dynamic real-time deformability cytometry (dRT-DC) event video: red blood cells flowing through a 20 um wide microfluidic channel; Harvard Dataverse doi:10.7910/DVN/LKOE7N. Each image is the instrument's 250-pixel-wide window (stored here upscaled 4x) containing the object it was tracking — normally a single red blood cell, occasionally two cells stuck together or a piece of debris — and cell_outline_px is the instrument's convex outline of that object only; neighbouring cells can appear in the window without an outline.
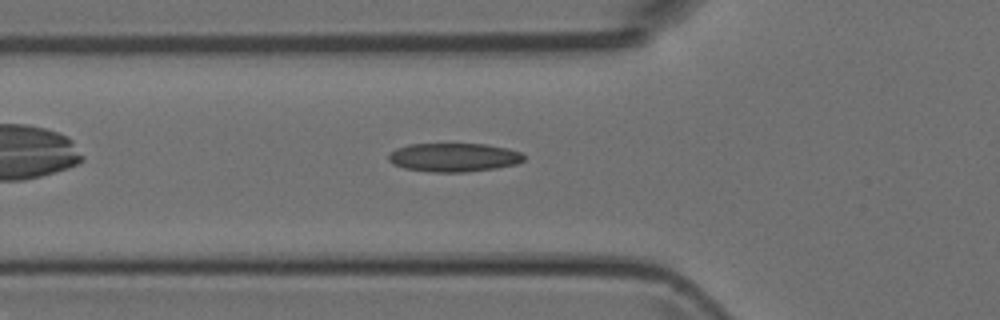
{"species": "Egyptian fruit bat (a non-hibernating species)", "species_latin": "Rousettus aegyptiacus", "temperature_condition": "room temperature", "stored_images_in_passage": 4, "camera_frame_rate_fps": 3000, "um_per_image_px": 0.085, "animal": {"sex": "female"}, "frame": {"image": 1, "passage_image": 4, "time_ms": 4.333, "image_size_px": [1000, 320], "cell_outline_px": [[524, 160], [516, 164], [496, 168], [464, 172], [432, 172], [404, 168], [392, 164], [388, 160], [388, 152], [396, 148], [408, 144], [484, 144], [508, 148], [520, 152], [524, 156]], "centroid_in_image_um": [38.53, 13.37], "position_along_channel_um": 87.3, "area_um2": 22.72}}